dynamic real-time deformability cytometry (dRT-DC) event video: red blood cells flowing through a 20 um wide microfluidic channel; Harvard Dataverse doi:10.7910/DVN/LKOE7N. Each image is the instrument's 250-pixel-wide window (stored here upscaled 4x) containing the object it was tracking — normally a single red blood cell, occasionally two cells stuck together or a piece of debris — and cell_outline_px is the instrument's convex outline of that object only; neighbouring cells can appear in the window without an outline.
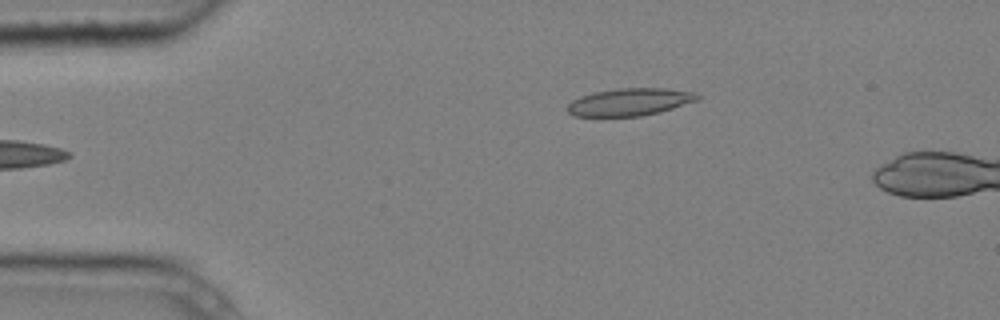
{"species": "common noctule bat (a hibernating species)", "species_latin": "Nyctalus noctula", "temperature_condition": "cold", "stored_images_in_passage": 5, "camera_frame_rate_fps": 3000, "um_per_image_px": 0.085, "animal": {"sex": "male", "body_mass_g": 20.4}, "frame": {"image": 1, "passage_image": 5, "time_ms": 1.333, "image_size_px": [1000, 320], "cell_outline_px": [[700, 100], [660, 112], [640, 116], [572, 116], [564, 108], [572, 100], [580, 96], [596, 92], [620, 88], [664, 88], [696, 92], [700, 96]], "centroid_in_image_um": [53.54, 8.67], "position_along_channel_um": 31.5, "area_um2": 20.92}}